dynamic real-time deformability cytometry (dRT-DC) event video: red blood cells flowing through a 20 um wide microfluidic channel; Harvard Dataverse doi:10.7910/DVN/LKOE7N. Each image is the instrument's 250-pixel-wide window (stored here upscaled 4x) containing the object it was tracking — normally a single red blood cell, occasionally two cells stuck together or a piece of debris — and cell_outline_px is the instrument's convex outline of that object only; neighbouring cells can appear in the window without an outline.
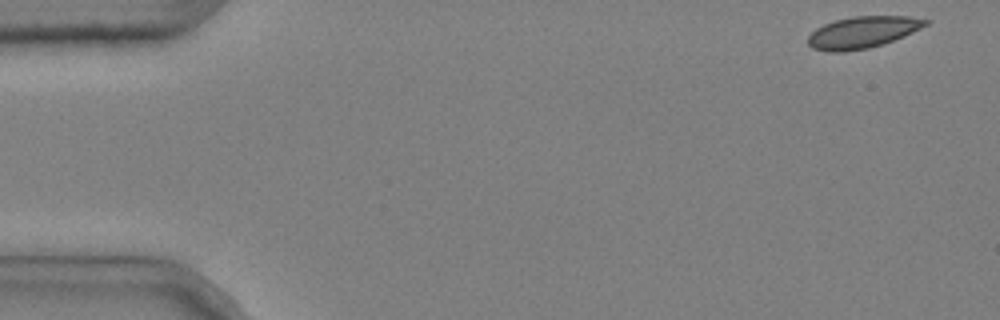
{"species": "common noctule bat (a hibernating species)", "species_latin": "Nyctalus noctula", "temperature_condition": "cold", "stored_images_in_passage": 43, "camera_frame_rate_fps": 3000, "um_per_image_px": 0.085, "animal": {"sex": "male", "body_mass_g": 20.4}, "frame": {"image": 1, "passage_image": 1, "time_ms": 0.0, "image_size_px": [1000, 320], "cell_outline_px": [[932, 20], [928, 24], [904, 36], [884, 44], [868, 48], [844, 52], [828, 52], [812, 48], [808, 44], [808, 36], [816, 28], [824, 24], [836, 20], [852, 16], [908, 16]], "centroid_in_image_um": [73.32, 2.74], "position_along_channel_um": 11.7, "area_um2": 21.79}}
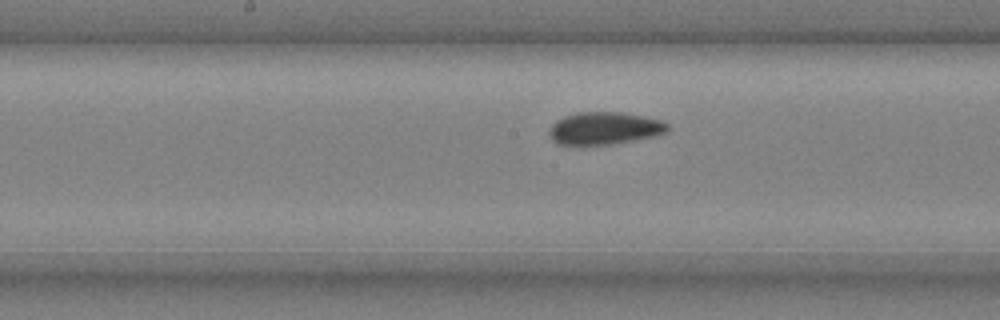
{"frame": {"image": 2, "passage_image": 26, "time_ms": 8.333, "image_size_px": [1000, 320], "cell_outline_px": [[668, 132], [656, 136], [608, 144], [556, 144], [552, 140], [548, 132], [552, 124], [556, 120], [564, 116], [576, 112], [620, 112], [660, 120], [668, 124]], "centroid_in_image_um": [51.35, 10.9], "position_along_channel_um": 196.8, "area_um2": 22.2}}
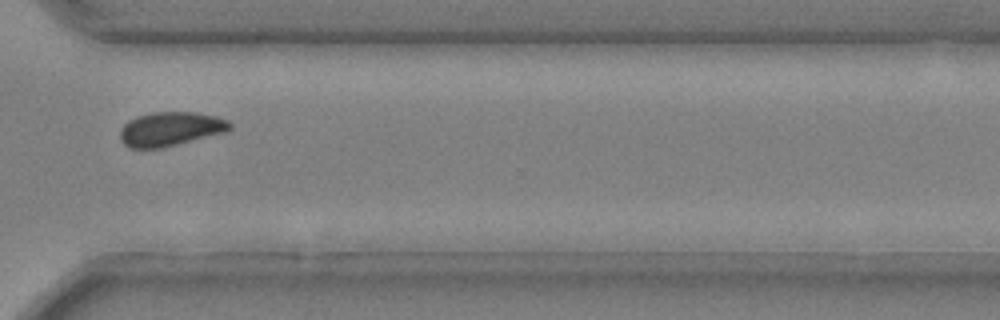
{"frame": {"image": 3, "passage_image": 39, "time_ms": 12.667, "image_size_px": [1000, 320], "cell_outline_px": [[232, 128], [228, 132], [164, 148], [128, 148], [120, 140], [120, 128], [128, 120], [136, 116], [152, 112], [196, 112], [216, 116], [228, 120], [232, 124]], "centroid_in_image_um": [14.51, 10.97], "position_along_channel_um": 356.1, "area_um2": 22.31}, "authors_computed_cell_mechanics": {"area_um2": 22.3686, "velocity_mm_per_s": 3.659, "shape_relaxation_time_tau1_ms": 10.7963, "shape_relaxation_time_tau2_ms": null, "deformation_change_tau1": 0.1221, "deformation_change_tau2": null}}